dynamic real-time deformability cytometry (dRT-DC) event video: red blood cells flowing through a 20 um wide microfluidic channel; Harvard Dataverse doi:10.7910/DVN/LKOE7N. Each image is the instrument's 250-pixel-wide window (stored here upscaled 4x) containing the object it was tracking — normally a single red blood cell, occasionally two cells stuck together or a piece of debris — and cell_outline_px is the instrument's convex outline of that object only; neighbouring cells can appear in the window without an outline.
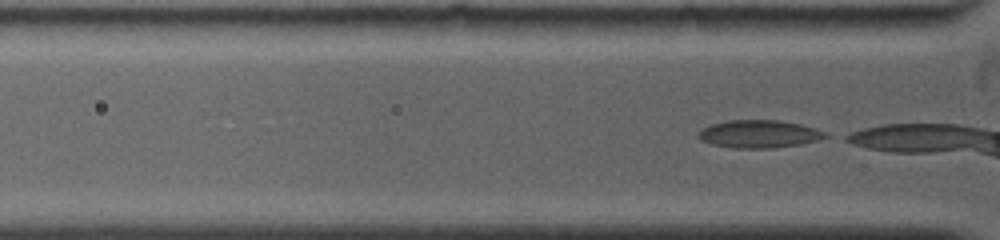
{"species": "common noctule bat (a hibernating species)", "species_latin": "Nyctalus noctula", "temperature_condition": "warm", "stored_images_in_passage": 3, "camera_frame_rate_fps": 5000, "um_per_image_px": 0.085, "animal": {"sex": "female", "body_mass_g": 19.0, "forearm_length_mm": 53.3}, "frame": {"image": 1, "passage_image": 3, "time_ms": 0.4, "image_size_px": [1000, 240], "cell_outline_px": [[828, 136], [820, 140], [800, 144], [772, 148], [732, 148], [712, 144], [700, 140], [696, 136], [696, 132], [712, 124], [728, 120], [780, 120], [800, 124], [816, 128], [828, 132]], "centroid_in_image_um": [64.53, 11.39], "position_along_channel_um": 61.3, "area_um2": 20.75}}